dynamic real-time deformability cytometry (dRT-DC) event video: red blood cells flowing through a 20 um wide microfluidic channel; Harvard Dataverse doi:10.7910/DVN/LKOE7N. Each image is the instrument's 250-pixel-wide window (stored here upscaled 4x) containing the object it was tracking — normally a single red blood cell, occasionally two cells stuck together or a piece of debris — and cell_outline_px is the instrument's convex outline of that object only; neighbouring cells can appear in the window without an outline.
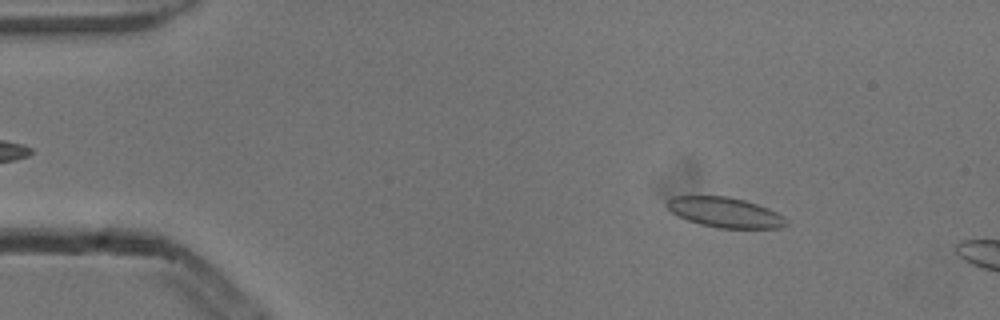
{"species": "common noctule bat (a hibernating species)", "species_latin": "Nyctalus noctula", "temperature_condition": "cold", "stored_images_in_passage": 3, "camera_frame_rate_fps": 3000, "um_per_image_px": 0.085, "animal": {"sex": "male", "body_mass_g": 13.3}, "frame": {"image": 1, "passage_image": 2, "time_ms": 0.333, "image_size_px": [1000, 320], "cell_outline_px": [[788, 224], [780, 228], [716, 228], [700, 224], [688, 220], [672, 212], [664, 204], [672, 196], [728, 196], [744, 200], [768, 208], [784, 216], [788, 220]], "centroid_in_image_um": [61.64, 18.05], "position_along_channel_um": 23.4, "area_um2": 20.92}}